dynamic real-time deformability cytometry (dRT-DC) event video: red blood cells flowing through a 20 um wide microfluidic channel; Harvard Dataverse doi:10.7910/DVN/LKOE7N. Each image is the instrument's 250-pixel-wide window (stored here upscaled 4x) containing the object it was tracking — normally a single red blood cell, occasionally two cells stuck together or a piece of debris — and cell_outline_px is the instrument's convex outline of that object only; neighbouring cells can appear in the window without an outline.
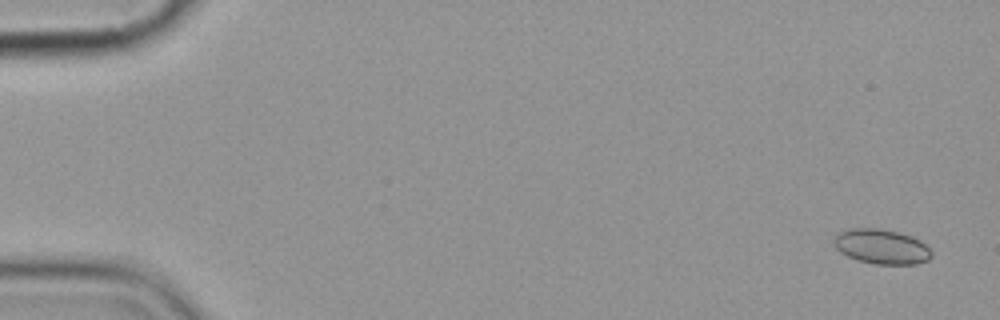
{"species": "common noctule bat (a hibernating species)", "species_latin": "Nyctalus noctula", "temperature_condition": "cold", "stored_images_in_passage": 8, "camera_frame_rate_fps": 3000, "um_per_image_px": 0.085, "animal": {"sex": "female", "body_mass_g": 19.9}, "frame": {"image": 1, "passage_image": 1, "time_ms": 0.0, "image_size_px": [1000, 320], "cell_outline_px": [[932, 256], [928, 260], [916, 264], [876, 264], [860, 260], [848, 256], [840, 252], [832, 244], [832, 240], [840, 232], [848, 228], [876, 228], [896, 232], [912, 236], [920, 240], [932, 252]], "centroid_in_image_um": [74.91, 20.96], "position_along_channel_um": 10.1, "area_um2": 19.71}}
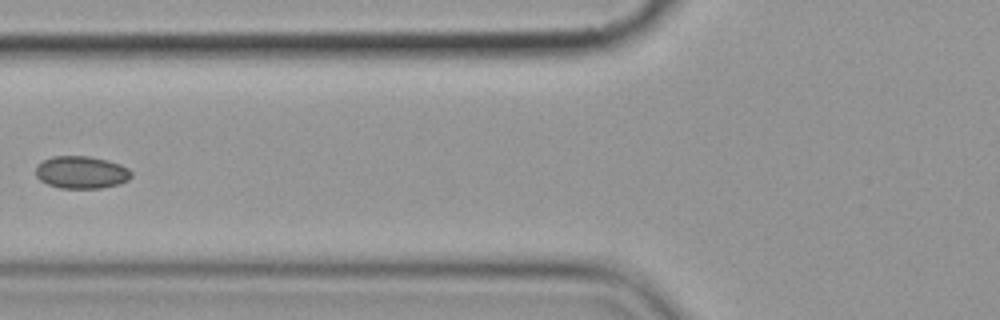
{"frame": {"image": 2, "passage_image": 7, "time_ms": 7.0, "image_size_px": [1000, 320], "cell_outline_px": [[132, 176], [128, 180], [120, 184], [100, 188], [60, 188], [48, 184], [40, 180], [36, 176], [36, 164], [52, 156], [88, 156], [108, 160], [120, 164], [128, 168], [132, 172]], "centroid_in_image_um": [6.92, 14.64], "position_along_channel_um": 118.9, "area_um2": 18.21}}
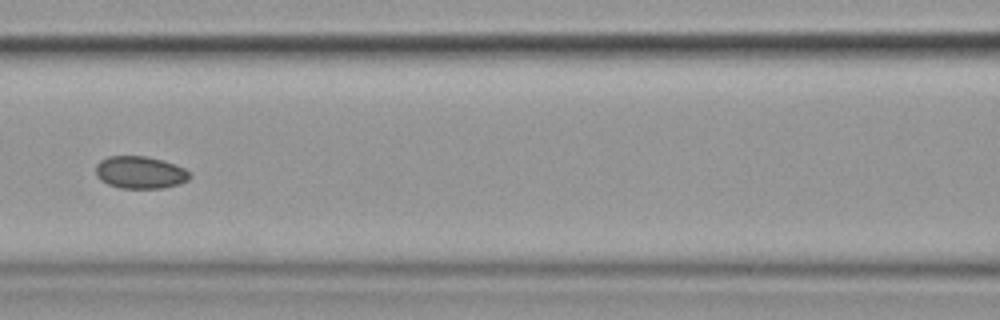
{"frame": {"image": 3, "passage_image": 8, "time_ms": 8.0, "image_size_px": [1000, 320], "cell_outline_px": [[192, 176], [188, 180], [180, 184], [160, 188], [120, 188], [108, 184], [100, 180], [96, 176], [96, 164], [100, 160], [108, 156], [144, 156], [164, 160], [176, 164], [184, 168]], "centroid_in_image_um": [11.91, 14.65], "position_along_channel_um": 154.7, "area_um2": 17.86}}